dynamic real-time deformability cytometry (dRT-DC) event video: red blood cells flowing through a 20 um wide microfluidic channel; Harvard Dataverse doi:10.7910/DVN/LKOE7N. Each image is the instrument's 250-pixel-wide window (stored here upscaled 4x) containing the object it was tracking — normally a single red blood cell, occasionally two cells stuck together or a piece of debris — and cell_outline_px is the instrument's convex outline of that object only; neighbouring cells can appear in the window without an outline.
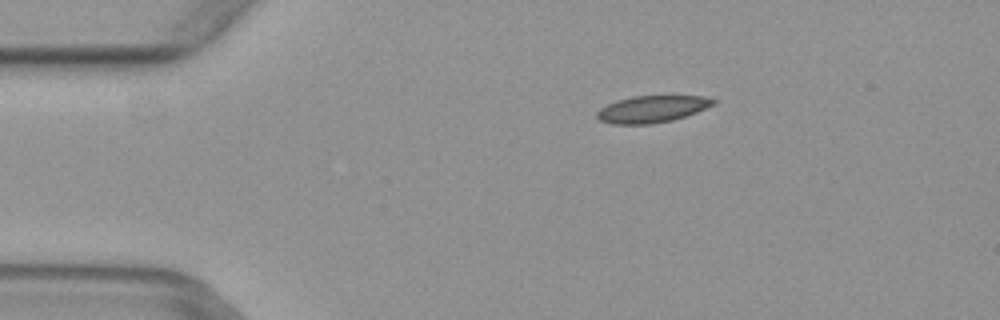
{"species": "common noctule bat (a hibernating species)", "species_latin": "Nyctalus noctula", "temperature_condition": "warm", "stored_images_in_passage": 5, "camera_frame_rate_fps": 3000, "um_per_image_px": 0.085, "animal": {"sex": "female", "body_mass_g": 29.2, "forearm_length_mm": 56.3}, "frame": {"image": 1, "passage_image": 2, "time_ms": 0.333, "image_size_px": [1000, 320], "cell_outline_px": [[716, 104], [696, 112], [672, 120], [648, 124], [612, 124], [600, 120], [596, 116], [596, 112], [600, 108], [616, 100], [632, 96], [704, 96], [716, 100]], "centroid_in_image_um": [55.41, 9.26], "position_along_channel_um": 29.6, "area_um2": 18.15}}
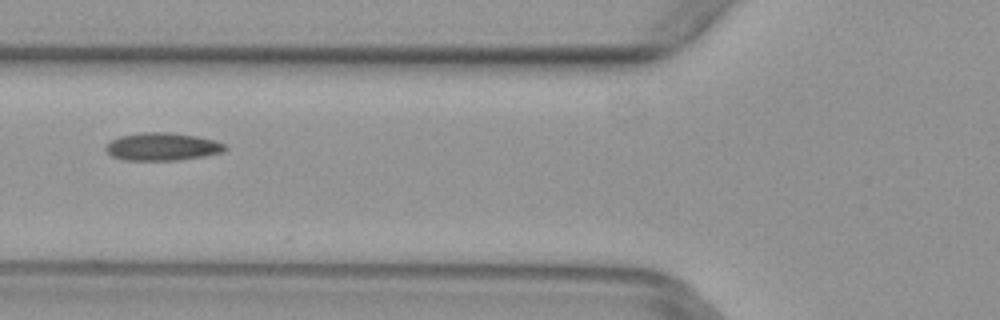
{"frame": {"image": 2, "passage_image": 5, "time_ms": 1.333, "image_size_px": [1000, 320], "cell_outline_px": [[228, 148], [224, 152], [204, 156], [180, 160], [124, 160], [112, 156], [104, 148], [112, 140], [120, 136], [140, 132], [168, 132], [196, 136], [212, 140], [224, 144]], "centroid_in_image_um": [13.8, 12.47], "position_along_channel_um": 112.0, "area_um2": 19.25}}